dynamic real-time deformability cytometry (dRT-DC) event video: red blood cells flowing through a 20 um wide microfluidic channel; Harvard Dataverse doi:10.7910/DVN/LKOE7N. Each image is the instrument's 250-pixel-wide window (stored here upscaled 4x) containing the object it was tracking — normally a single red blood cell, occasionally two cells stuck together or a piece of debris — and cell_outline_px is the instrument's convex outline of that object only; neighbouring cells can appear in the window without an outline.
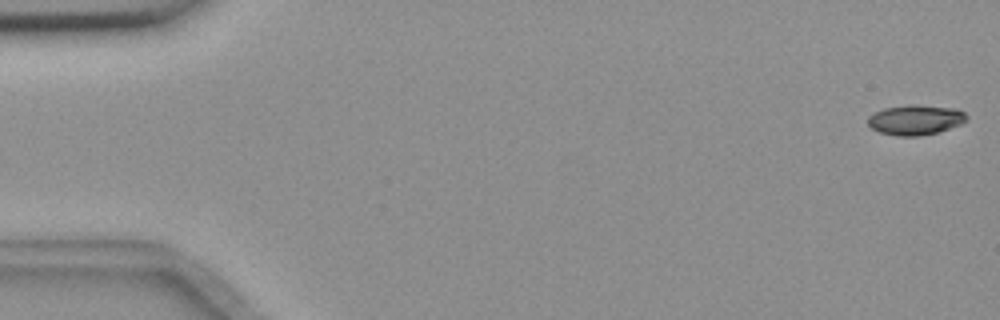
{"species": "common noctule bat (a hibernating species)", "species_latin": "Nyctalus noctula", "temperature_condition": "room temperature", "stored_images_in_passage": 55, "camera_frame_rate_fps": 3000, "um_per_image_px": 0.085, "animal": {"sex": "female", "body_mass_g": 18.4}, "frame": {"image": 1, "passage_image": 1, "time_ms": 0.0, "image_size_px": [1000, 320], "cell_outline_px": [[968, 120], [960, 124], [940, 132], [920, 136], [896, 136], [880, 132], [872, 128], [868, 124], [868, 116], [884, 108], [908, 104], [916, 104], [956, 108], [964, 112], [968, 116]], "centroid_in_image_um": [77.84, 10.18], "position_along_channel_um": 7.2, "area_um2": 17.51}}
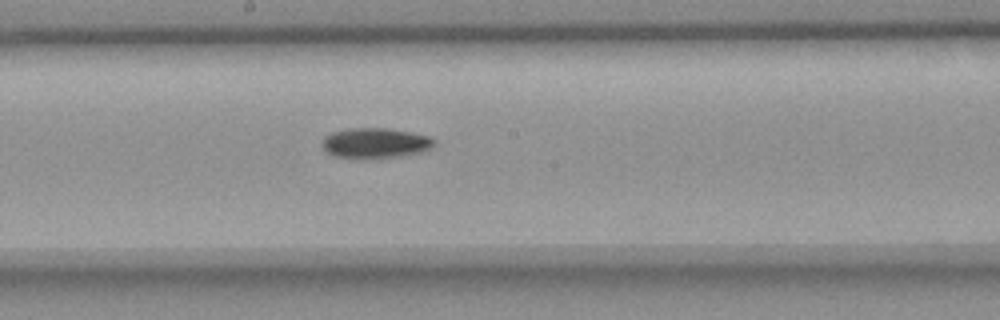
{"frame": {"image": 2, "passage_image": 30, "time_ms": 9.667, "image_size_px": [1000, 320], "cell_outline_px": [[436, 144], [420, 152], [400, 156], [364, 160], [336, 156], [328, 152], [324, 148], [324, 136], [332, 132], [348, 128], [388, 128], [412, 132], [432, 136], [436, 140]], "centroid_in_image_um": [31.94, 12.16], "position_along_channel_um": 216.3, "area_um2": 20.0}}
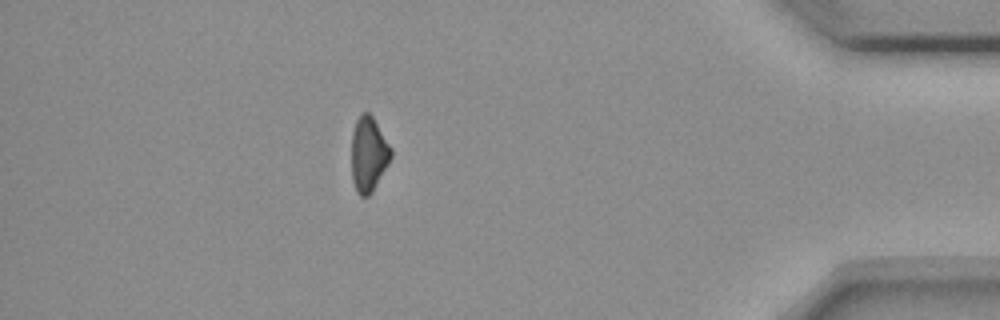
{"frame": {"image": 3, "passage_image": 49, "time_ms": 16.0, "image_size_px": [1000, 320], "cell_outline_px": [[392, 156], [388, 164], [372, 192], [368, 196], [360, 196], [356, 192], [352, 180], [352, 132], [356, 120], [360, 112], [368, 112], [372, 116], [392, 148]], "centroid_in_image_um": [31.32, 13.1], "position_along_channel_um": 403.9, "area_um2": 17.28}, "authors_computed_cell_mechanics": {"area_um2": 18.207, "velocity_mm_per_s": 3.6827, "shape_relaxation_time_tau1_ms": 9.8057, "shape_relaxation_time_tau2_ms": null, "deformation_change_tau1": 0.1716, "deformation_change_tau2": null}}